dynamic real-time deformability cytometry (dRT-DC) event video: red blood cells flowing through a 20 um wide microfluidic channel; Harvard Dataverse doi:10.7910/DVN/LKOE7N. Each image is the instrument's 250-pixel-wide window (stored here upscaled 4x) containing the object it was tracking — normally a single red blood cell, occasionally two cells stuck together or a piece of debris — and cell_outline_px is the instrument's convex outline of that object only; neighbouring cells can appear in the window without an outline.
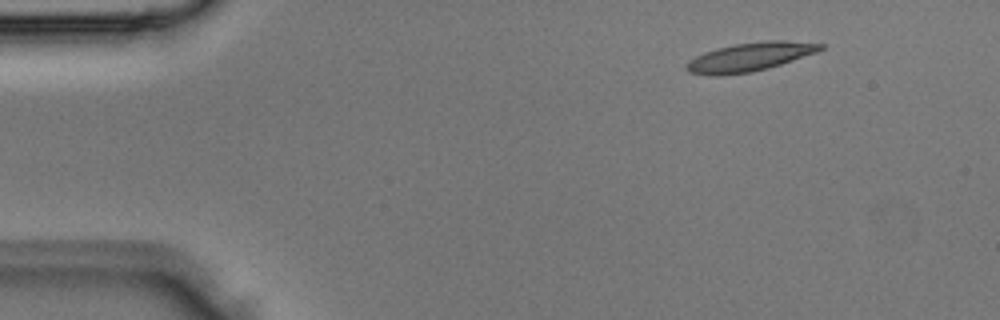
{"species": "Egyptian fruit bat (a non-hibernating species)", "species_latin": "Rousettus aegyptiacus", "temperature_condition": "room temperature", "stored_images_in_passage": 5, "segment_of_instrument_passage": [2, 2], "camera_frame_rate_fps": 3000, "um_per_image_px": 0.085, "animal": {"sex": "male"}, "frame": {"image": 1, "passage_image": 5, "time_ms": 1.333, "image_size_px": [1000, 320], "cell_outline_px": [[824, 48], [816, 52], [768, 68], [752, 72], [720, 76], [708, 76], [688, 72], [684, 68], [684, 64], [688, 60], [704, 52], [716, 48], [736, 44], [764, 40], [784, 40], [824, 44]], "centroid_in_image_um": [63.65, 4.85], "position_along_channel_um": 21.3, "area_um2": 22.54}}